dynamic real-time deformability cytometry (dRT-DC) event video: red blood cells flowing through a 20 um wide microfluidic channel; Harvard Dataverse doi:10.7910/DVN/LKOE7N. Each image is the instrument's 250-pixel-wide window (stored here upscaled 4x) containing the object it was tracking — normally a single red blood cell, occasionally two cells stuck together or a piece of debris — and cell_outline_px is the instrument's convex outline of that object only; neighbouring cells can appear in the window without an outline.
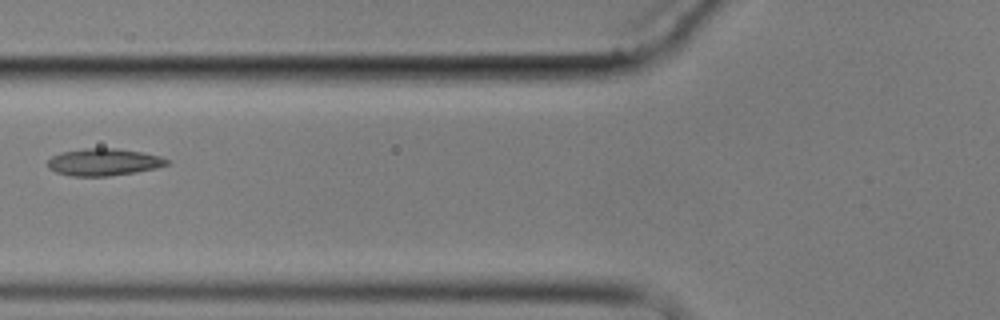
{"species": "common noctule bat (a hibernating species)", "species_latin": "Nyctalus noctula", "temperature_condition": "cold", "stored_images_in_passage": 7, "camera_frame_rate_fps": 3000, "um_per_image_px": 0.085, "animal": {"sex": "male", "body_mass_g": 17.9}, "frame": {"image": 1, "passage_image": 7, "time_ms": 7.0, "image_size_px": [1000, 320], "cell_outline_px": [[172, 160], [168, 164], [156, 168], [136, 172], [108, 176], [72, 176], [56, 172], [48, 168], [48, 160], [52, 156], [60, 152], [84, 148], [116, 148], [140, 152], [160, 156]], "centroid_in_image_um": [8.82, 13.77], "position_along_channel_um": 117.0, "area_um2": 18.9}}